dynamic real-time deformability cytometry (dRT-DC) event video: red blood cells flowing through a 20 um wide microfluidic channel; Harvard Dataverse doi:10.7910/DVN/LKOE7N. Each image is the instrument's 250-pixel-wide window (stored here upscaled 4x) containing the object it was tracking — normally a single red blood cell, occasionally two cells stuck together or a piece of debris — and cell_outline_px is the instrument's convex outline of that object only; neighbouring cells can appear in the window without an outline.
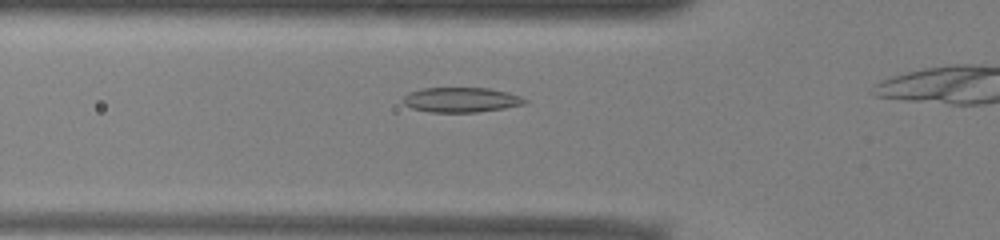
{"species": "common noctule bat (a hibernating species)", "species_latin": "Nyctalus noctula", "temperature_condition": "warm", "stored_images_in_passage": 13, "camera_frame_rate_fps": 3000, "um_per_image_px": 0.085, "animal": {"sex": "male", "body_mass_g": 13.0, "forearm_length_mm": 53.1}, "frame": {"image": 1, "passage_image": 8, "time_ms": 2.333, "image_size_px": [1000, 240], "cell_outline_px": [[528, 100], [524, 104], [504, 108], [476, 112], [432, 112], [412, 108], [404, 104], [404, 96], [408, 92], [424, 88], [488, 88], [508, 92], [520, 96]], "centroid_in_image_um": [39.2, 8.48], "position_along_channel_um": 86.6, "area_um2": 17.51}}
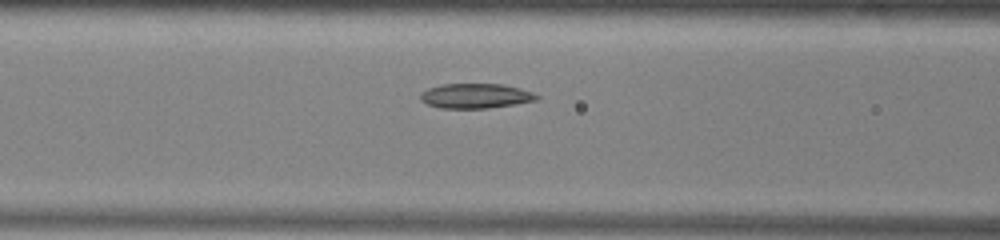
{"frame": {"image": 2, "passage_image": 11, "time_ms": 3.333, "image_size_px": [1000, 240], "cell_outline_px": [[540, 96], [536, 100], [488, 108], [440, 108], [428, 104], [420, 100], [420, 92], [428, 88], [440, 84], [500, 84], [520, 88], [532, 92]], "centroid_in_image_um": [40.38, 8.14], "position_along_channel_um": 126.2, "area_um2": 16.7}}